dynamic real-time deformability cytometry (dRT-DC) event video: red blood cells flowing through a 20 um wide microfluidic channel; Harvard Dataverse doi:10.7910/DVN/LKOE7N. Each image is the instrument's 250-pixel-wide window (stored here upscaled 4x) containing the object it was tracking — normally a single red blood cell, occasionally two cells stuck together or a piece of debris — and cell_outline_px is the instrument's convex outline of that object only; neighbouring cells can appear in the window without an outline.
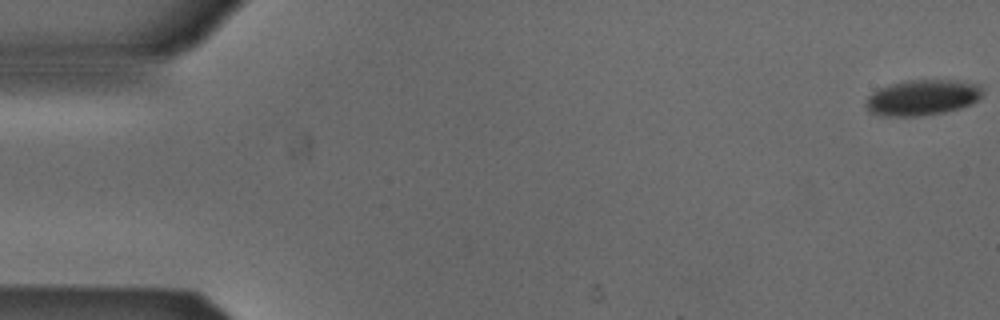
{"species": "Egyptian fruit bat (a non-hibernating species)", "species_latin": "Rousettus aegyptiacus", "temperature_condition": "cold", "stored_images_in_passage": 4, "camera_frame_rate_fps": 3000, "um_per_image_px": 0.085, "animal": {"sex": "male"}, "frame": {"image": 1, "passage_image": 1, "time_ms": 0.0, "image_size_px": [1000, 320], "cell_outline_px": [[984, 92], [972, 104], [960, 108], [944, 112], [916, 116], [884, 116], [868, 112], [868, 96], [872, 92], [880, 88], [892, 84], [908, 80], [948, 80], [980, 84]], "centroid_in_image_um": [78.42, 8.29], "position_along_channel_um": 6.6, "area_um2": 23.99}}